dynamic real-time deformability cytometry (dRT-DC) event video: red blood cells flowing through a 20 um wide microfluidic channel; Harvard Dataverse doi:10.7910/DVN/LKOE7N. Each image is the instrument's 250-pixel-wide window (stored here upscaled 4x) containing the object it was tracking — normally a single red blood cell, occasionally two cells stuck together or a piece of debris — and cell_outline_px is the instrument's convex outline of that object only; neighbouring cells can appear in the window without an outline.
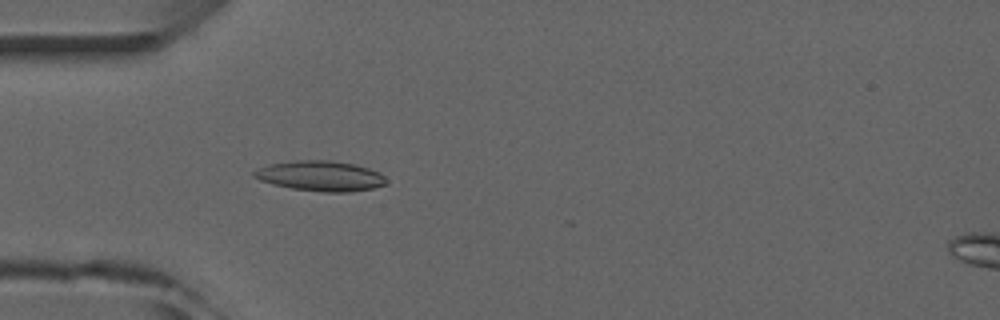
{"species": "common noctule bat (a hibernating species)", "species_latin": "Nyctalus noctula", "temperature_condition": "room temperature", "stored_images_in_passage": 6, "camera_frame_rate_fps": 3000, "um_per_image_px": 0.085, "animal": {"sex": "male", "forearm_length_mm": 52.5}, "frame": {"image": 1, "passage_image": 6, "time_ms": 6.667, "image_size_px": [1000, 320], "cell_outline_px": [[388, 184], [372, 188], [348, 192], [324, 192], [292, 188], [272, 184], [260, 180], [252, 176], [252, 172], [268, 164], [296, 160], [328, 160], [352, 164], [368, 168], [380, 172], [388, 180]], "centroid_in_image_um": [27.25, 14.96], "position_along_channel_um": 57.7, "area_um2": 23.24}}